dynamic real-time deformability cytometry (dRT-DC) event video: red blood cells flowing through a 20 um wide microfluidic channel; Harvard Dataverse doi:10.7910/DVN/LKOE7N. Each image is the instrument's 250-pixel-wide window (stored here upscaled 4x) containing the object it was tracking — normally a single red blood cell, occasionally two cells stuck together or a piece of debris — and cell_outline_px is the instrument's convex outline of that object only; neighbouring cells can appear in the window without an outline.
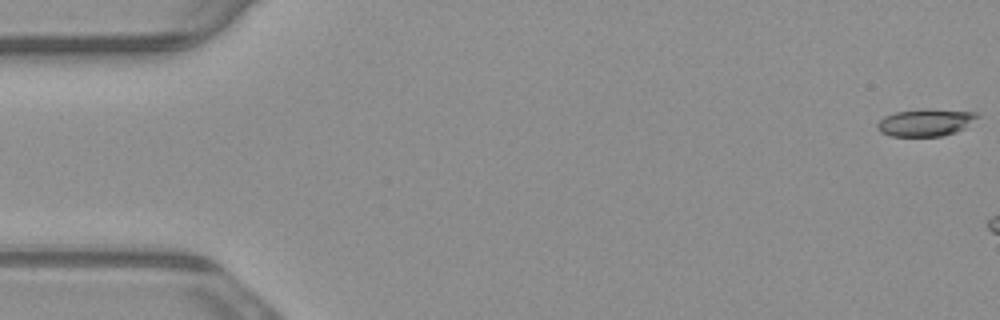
{"species": "common noctule bat (a hibernating species)", "species_latin": "Nyctalus noctula", "temperature_condition": "warm", "stored_images_in_passage": 6, "camera_frame_rate_fps": 3000, "um_per_image_px": 0.085, "animal": {"sex": "male", "body_mass_g": 23.1, "forearm_length_mm": 52.7}, "frame": {"image": 1, "passage_image": 1, "time_ms": 0.0, "image_size_px": [1000, 320], "cell_outline_px": [[980, 116], [964, 128], [956, 132], [944, 136], [892, 136], [880, 132], [876, 128], [876, 124], [884, 116], [896, 112], [924, 108], [928, 108], [976, 112]], "centroid_in_image_um": [78.67, 10.4], "position_along_channel_um": 6.3, "area_um2": 16.07}}